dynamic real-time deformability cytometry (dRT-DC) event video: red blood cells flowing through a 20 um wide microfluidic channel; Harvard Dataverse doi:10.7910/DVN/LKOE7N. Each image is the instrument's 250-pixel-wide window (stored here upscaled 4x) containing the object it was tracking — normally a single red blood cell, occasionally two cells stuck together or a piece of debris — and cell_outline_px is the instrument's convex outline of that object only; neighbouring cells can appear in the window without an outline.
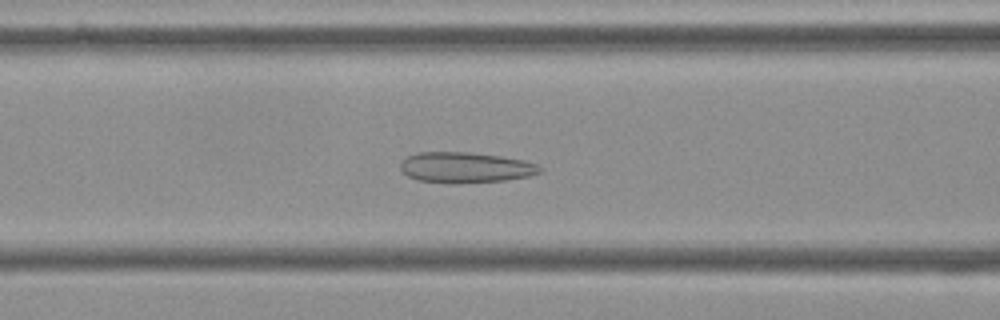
{"species": "Egyptian fruit bat (a non-hibernating species)", "species_latin": "Rousettus aegyptiacus", "temperature_condition": "cold", "stored_images_in_passage": 55, "segment_of_instrument_passage": [1, 2], "camera_frame_rate_fps": 3000, "um_per_image_px": 0.085, "frame": {"image": 1, "passage_image": 21, "time_ms": 6.667, "image_size_px": [1000, 320], "cell_outline_px": [[544, 168], [540, 172], [528, 176], [504, 180], [420, 180], [408, 176], [400, 168], [400, 164], [408, 156], [420, 152], [472, 152], [500, 156], [524, 160], [536, 164]], "centroid_in_image_um": [39.61, 14.17], "position_along_channel_um": 127.0, "area_um2": 23.58}}
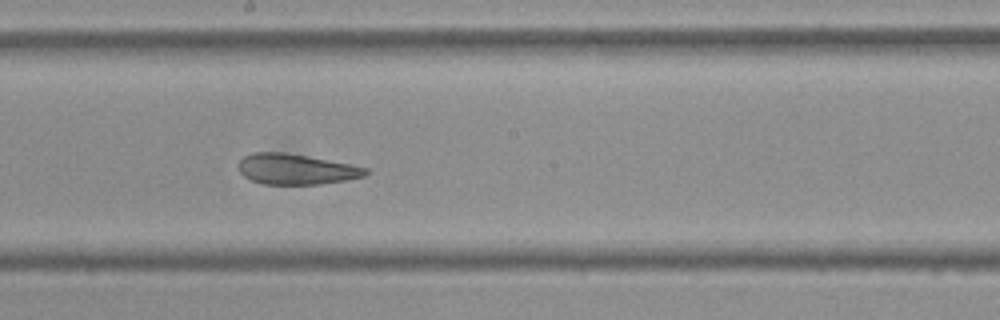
{"frame": {"image": 2, "passage_image": 29, "time_ms": 9.333, "image_size_px": [1000, 320], "cell_outline_px": [[368, 172], [364, 176], [344, 180], [320, 184], [264, 184], [252, 180], [244, 176], [240, 172], [240, 160], [244, 156], [252, 152], [280, 152], [352, 164], [368, 168]], "centroid_in_image_um": [25.17, 14.38], "position_along_channel_um": 223.0, "area_um2": 22.25}}
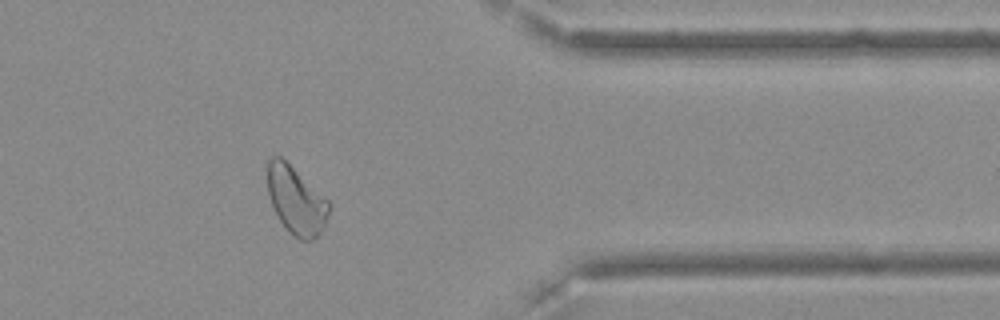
{"frame": {"image": 3, "passage_image": 44, "time_ms": 14.333, "image_size_px": [1000, 320], "cell_outline_px": [[332, 204], [324, 228], [312, 240], [300, 240], [292, 236], [288, 232], [280, 220], [272, 204], [268, 192], [268, 160], [272, 156], [280, 156], [328, 200]], "centroid_in_image_um": [25.19, 17.07], "position_along_channel_um": 386.2, "area_um2": 23.99}}